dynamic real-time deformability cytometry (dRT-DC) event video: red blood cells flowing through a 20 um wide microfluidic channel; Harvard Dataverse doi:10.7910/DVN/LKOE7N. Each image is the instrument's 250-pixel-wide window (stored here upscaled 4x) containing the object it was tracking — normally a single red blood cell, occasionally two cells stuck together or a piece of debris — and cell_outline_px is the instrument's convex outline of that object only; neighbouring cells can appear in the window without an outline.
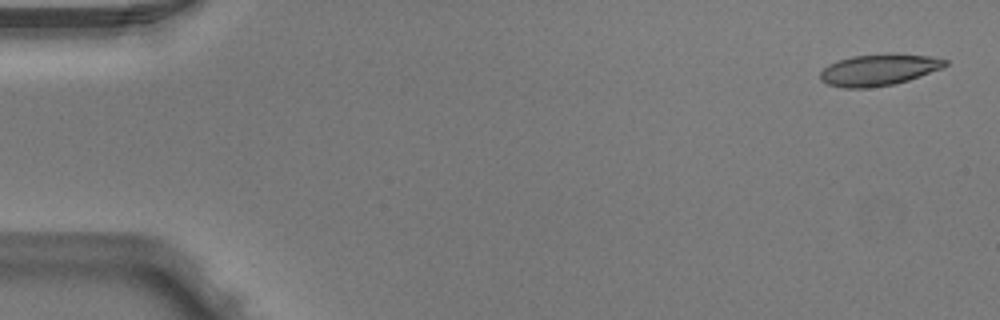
{"species": "Egyptian fruit bat (a non-hibernating species)", "species_latin": "Rousettus aegyptiacus", "temperature_condition": "warm", "stored_images_in_passage": 6, "camera_frame_rate_fps": 3000, "um_per_image_px": 0.085, "animal": {"sex": "male"}, "frame": {"image": 1, "passage_image": 1, "time_ms": 0.0, "image_size_px": [1000, 320], "cell_outline_px": [[948, 64], [940, 68], [908, 80], [892, 84], [868, 88], [844, 88], [828, 84], [820, 80], [820, 72], [828, 64], [836, 60], [852, 56], [888, 52], [928, 56], [948, 60]], "centroid_in_image_um": [74.65, 5.91], "position_along_channel_um": 10.4, "area_um2": 23.0}}
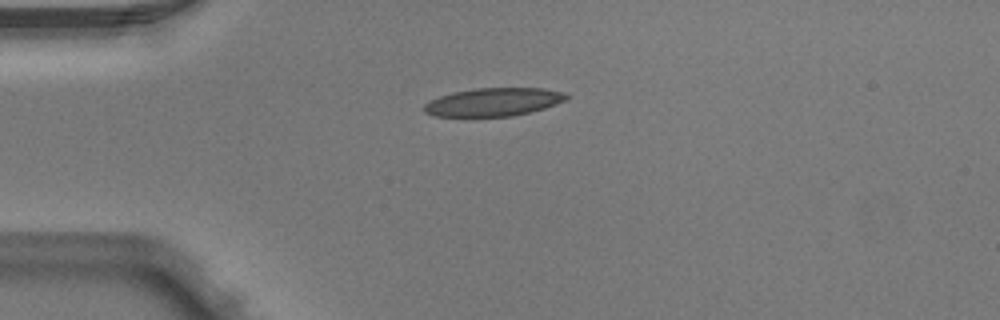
{"frame": {"image": 2, "passage_image": 4, "time_ms": 1.0, "image_size_px": [1000, 320], "cell_outline_px": [[568, 96], [564, 100], [556, 104], [532, 112], [512, 116], [432, 116], [424, 112], [424, 104], [440, 96], [452, 92], [476, 88], [544, 88], [564, 92]], "centroid_in_image_um": [41.94, 8.67], "position_along_channel_um": 43.1, "area_um2": 23.29}}
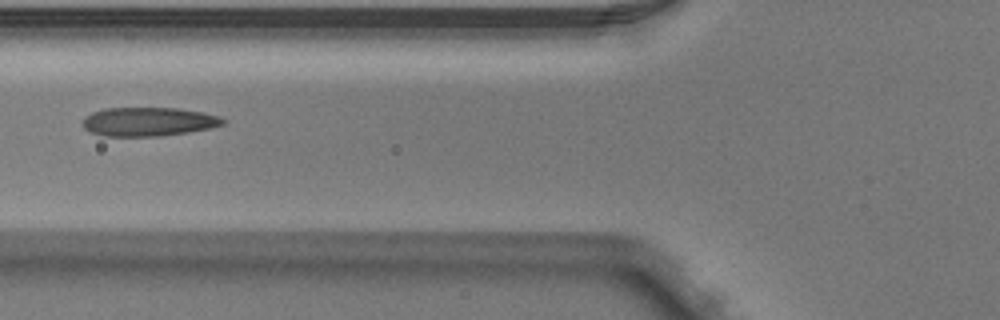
{"frame": {"image": 3, "passage_image": 6, "time_ms": 1.667, "image_size_px": [1000, 320], "cell_outline_px": [[228, 120], [224, 124], [212, 128], [188, 132], [160, 136], [104, 136], [92, 132], [84, 128], [84, 116], [92, 112], [104, 108], [176, 108], [200, 112], [220, 116]], "centroid_in_image_um": [12.65, 10.34], "position_along_channel_um": 113.2, "area_um2": 23.58}}